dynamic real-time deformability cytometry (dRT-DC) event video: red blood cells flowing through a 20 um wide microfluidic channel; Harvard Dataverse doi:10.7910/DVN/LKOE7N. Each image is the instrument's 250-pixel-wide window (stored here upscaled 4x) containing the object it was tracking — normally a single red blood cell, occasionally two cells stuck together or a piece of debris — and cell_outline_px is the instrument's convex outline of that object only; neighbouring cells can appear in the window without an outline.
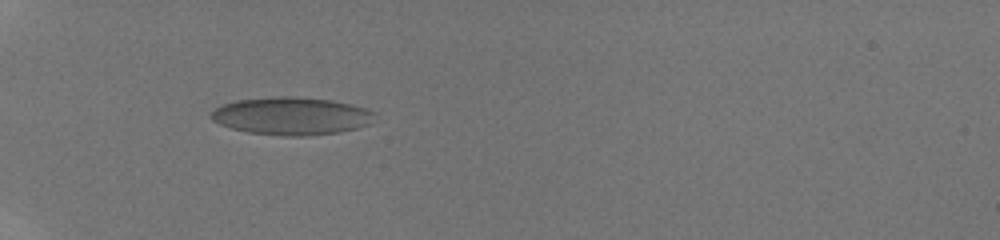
{"species": "human", "species_latin": "Homo sapiens", "temperature_condition": "room temperature", "stored_images_in_passage": 6, "camera_frame_rate_fps": 3000, "um_per_image_px": 0.085, "donor": {"sex": "male"}, "frame": {"image": 1, "passage_image": 2, "time_ms": 0.667, "image_size_px": [1000, 240], "cell_outline_px": [[376, 112], [372, 124], [340, 132], [308, 136], [280, 136], [248, 132], [232, 128], [220, 124], [212, 120], [208, 116], [216, 108], [224, 104], [236, 100], [272, 96], [296, 96], [332, 100], [364, 108]], "centroid_in_image_um": [24.78, 9.86], "position_along_channel_um": 60.2, "area_um2": 36.24}}
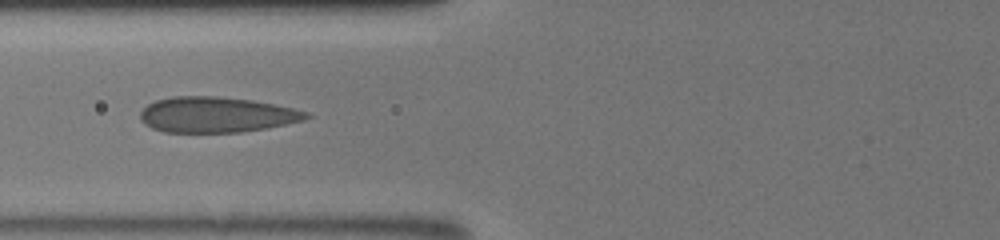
{"frame": {"image": 2, "passage_image": 5, "time_ms": 2.333, "image_size_px": [1000, 240], "cell_outline_px": [[312, 116], [304, 120], [268, 128], [240, 132], [164, 132], [152, 128], [144, 124], [140, 120], [140, 112], [148, 104], [156, 100], [172, 96], [216, 96], [252, 100], [292, 108], [308, 112]], "centroid_in_image_um": [18.38, 9.75], "position_along_channel_um": 107.4, "area_um2": 34.39}}